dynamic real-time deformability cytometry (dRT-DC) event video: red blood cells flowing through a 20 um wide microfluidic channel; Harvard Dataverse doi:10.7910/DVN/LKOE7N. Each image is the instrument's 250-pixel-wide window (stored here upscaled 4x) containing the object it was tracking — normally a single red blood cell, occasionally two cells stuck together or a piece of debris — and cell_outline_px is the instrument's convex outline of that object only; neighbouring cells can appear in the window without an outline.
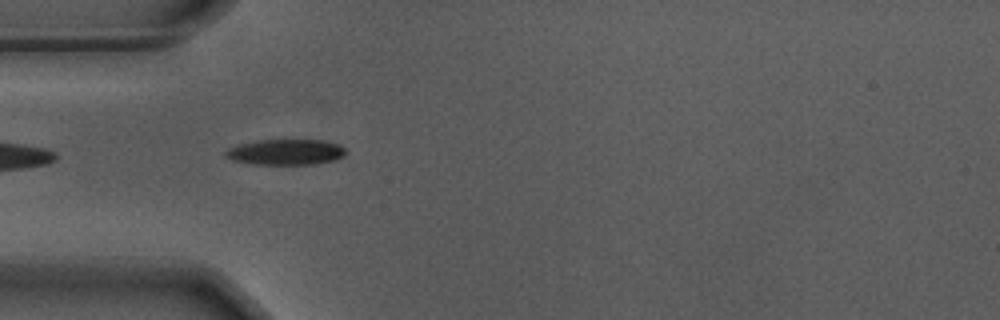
{"species": "Egyptian fruit bat (a non-hibernating species)", "species_latin": "Rousettus aegyptiacus", "temperature_condition": "warm", "stored_images_in_passage": 5, "camera_frame_rate_fps": 3000, "um_per_image_px": 0.085, "animal": {"sex": "male"}, "frame": {"image": 1, "passage_image": 1, "time_ms": 0.0, "image_size_px": [1000, 320], "cell_outline_px": [[348, 152], [344, 156], [336, 160], [316, 164], [252, 164], [232, 160], [224, 156], [224, 152], [228, 148], [240, 144], [260, 140], [324, 140], [340, 144]], "centroid_in_image_um": [24.32, 12.93], "position_along_channel_um": 60.7, "area_um2": 18.15}}
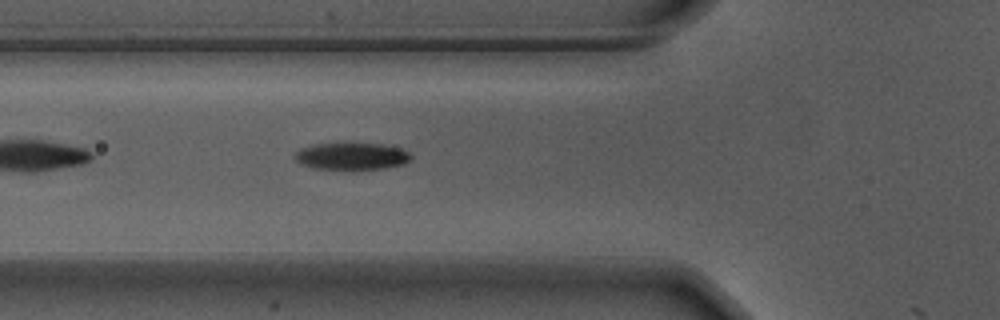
{"frame": {"image": 2, "passage_image": 4, "time_ms": 1.0, "image_size_px": [1000, 320], "cell_outline_px": [[412, 160], [404, 164], [384, 168], [356, 172], [352, 172], [316, 168], [304, 164], [296, 160], [292, 156], [300, 148], [312, 144], [336, 140], [352, 140], [384, 144], [404, 148], [412, 156]], "centroid_in_image_um": [29.91, 13.24], "position_along_channel_um": 95.9, "area_um2": 20.29}}